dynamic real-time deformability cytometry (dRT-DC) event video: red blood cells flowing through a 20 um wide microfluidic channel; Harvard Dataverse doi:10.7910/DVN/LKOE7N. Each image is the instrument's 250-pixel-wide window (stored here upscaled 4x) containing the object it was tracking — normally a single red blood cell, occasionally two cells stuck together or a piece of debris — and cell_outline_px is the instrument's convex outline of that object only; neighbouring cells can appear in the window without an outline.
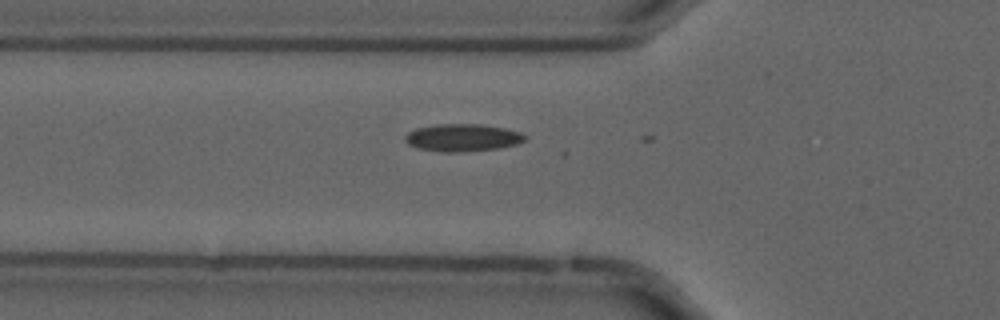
{"species": "common noctule bat (a hibernating species)", "species_latin": "Nyctalus noctula", "temperature_condition": "cold", "stored_images_in_passage": 3, "camera_frame_rate_fps": 3000, "um_per_image_px": 0.085, "animal": {"sex": "male", "forearm_length_mm": 52.5}, "frame": {"image": 1, "passage_image": 2, "time_ms": 0.333, "image_size_px": [1000, 320], "cell_outline_px": [[528, 136], [524, 140], [516, 144], [500, 148], [456, 152], [444, 152], [416, 148], [408, 144], [404, 140], [404, 136], [408, 132], [416, 128], [436, 124], [480, 124], [504, 128], [520, 132]], "centroid_in_image_um": [39.29, 11.69], "position_along_channel_um": 86.5, "area_um2": 19.19}}